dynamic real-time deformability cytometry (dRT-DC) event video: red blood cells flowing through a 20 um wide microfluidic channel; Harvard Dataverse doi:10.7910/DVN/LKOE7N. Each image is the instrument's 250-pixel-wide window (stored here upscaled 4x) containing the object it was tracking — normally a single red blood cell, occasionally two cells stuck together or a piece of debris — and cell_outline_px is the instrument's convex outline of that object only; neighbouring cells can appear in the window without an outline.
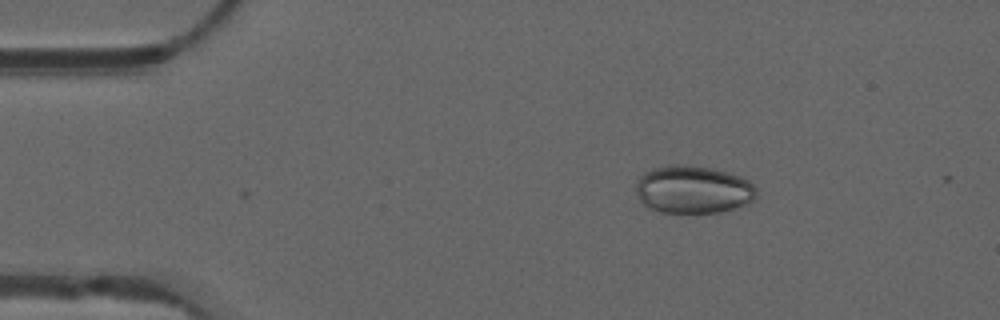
{"species": "common noctule bat (a hibernating species)", "species_latin": "Nyctalus noctula", "temperature_condition": "warm", "stored_images_in_passage": 2, "camera_frame_rate_fps": 3000, "um_per_image_px": 0.085, "animal": {"sex": "male", "forearm_length_mm": 52.5}, "frame": {"image": 1, "passage_image": 2, "time_ms": 0.333, "image_size_px": [1000, 320], "cell_outline_px": [[756, 200], [748, 204], [716, 212], [660, 212], [648, 208], [640, 200], [636, 192], [636, 180], [644, 172], [656, 168], [676, 164], [680, 164], [712, 168], [728, 172], [740, 176], [748, 180], [756, 188]], "centroid_in_image_um": [58.92, 16.11], "position_along_channel_um": 26.1, "area_um2": 33.52}}